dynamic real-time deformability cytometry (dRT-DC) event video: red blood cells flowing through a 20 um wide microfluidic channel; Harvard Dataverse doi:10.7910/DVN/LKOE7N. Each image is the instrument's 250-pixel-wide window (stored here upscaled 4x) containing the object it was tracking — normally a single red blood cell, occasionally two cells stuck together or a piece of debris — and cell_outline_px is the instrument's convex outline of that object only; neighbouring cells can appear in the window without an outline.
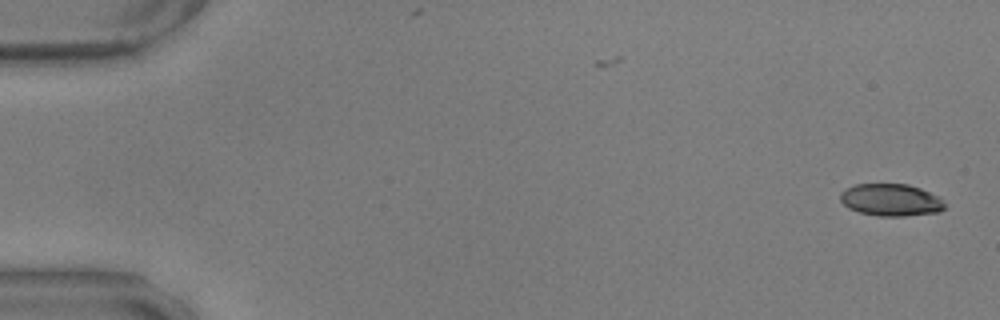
{"species": "common noctule bat (a hibernating species)", "species_latin": "Nyctalus noctula", "temperature_condition": "warm", "stored_images_in_passage": 56, "camera_frame_rate_fps": 3000, "um_per_image_px": 0.085, "animal": {"sex": "male", "body_mass_g": 17.9, "forearm_length_mm": 54.2}, "frame": {"image": 1, "passage_image": 1, "time_ms": 0.0, "image_size_px": [1000, 320], "cell_outline_px": [[944, 208], [940, 212], [904, 216], [880, 216], [860, 212], [848, 208], [840, 200], [840, 192], [844, 188], [856, 184], [908, 184], [920, 188], [940, 196], [944, 204]], "centroid_in_image_um": [75.72, 16.99], "position_along_channel_um": 9.3, "area_um2": 19.71}}
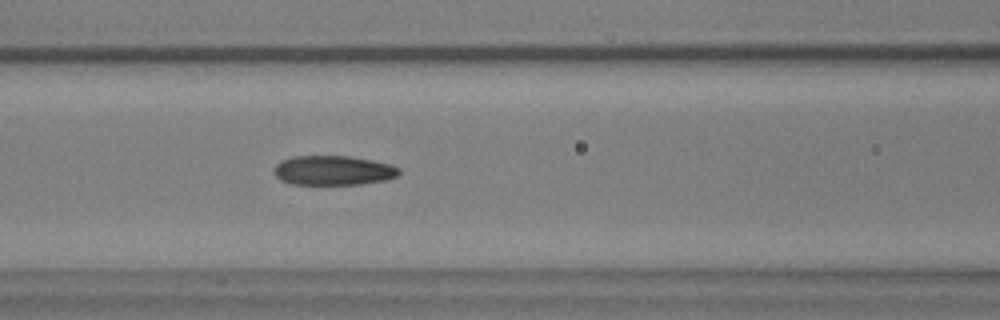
{"frame": {"image": 2, "passage_image": 24, "time_ms": 7.667, "image_size_px": [1000, 320], "cell_outline_px": [[400, 172], [396, 176], [388, 180], [360, 184], [292, 184], [280, 180], [272, 172], [272, 168], [280, 160], [292, 156], [352, 156], [372, 160], [388, 164], [400, 168]], "centroid_in_image_um": [28.28, 14.48], "position_along_channel_um": 138.3, "area_um2": 21.73}}
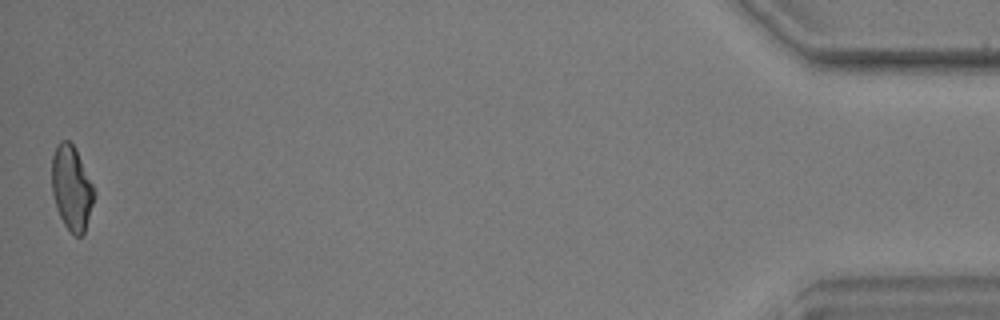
{"frame": {"image": 3, "passage_image": 56, "time_ms": 18.333, "image_size_px": [1000, 320], "cell_outline_px": [[96, 196], [84, 232], [80, 236], [72, 236], [64, 224], [56, 208], [52, 192], [52, 156], [56, 144], [60, 140], [68, 140], [76, 148], [96, 192]], "centroid_in_image_um": [6.09, 15.98], "position_along_channel_um": 429.1, "area_um2": 21.1}, "authors_computed_cell_mechanics": {"area_um2": 21.4149, "velocity_mm_per_s": 3.5459, "shape_relaxation_time_tau1_ms": null, "shape_relaxation_time_tau2_ms": 2.1302, "deformation_change_tau1": null, "deformation_change_tau2": 0.0955}}